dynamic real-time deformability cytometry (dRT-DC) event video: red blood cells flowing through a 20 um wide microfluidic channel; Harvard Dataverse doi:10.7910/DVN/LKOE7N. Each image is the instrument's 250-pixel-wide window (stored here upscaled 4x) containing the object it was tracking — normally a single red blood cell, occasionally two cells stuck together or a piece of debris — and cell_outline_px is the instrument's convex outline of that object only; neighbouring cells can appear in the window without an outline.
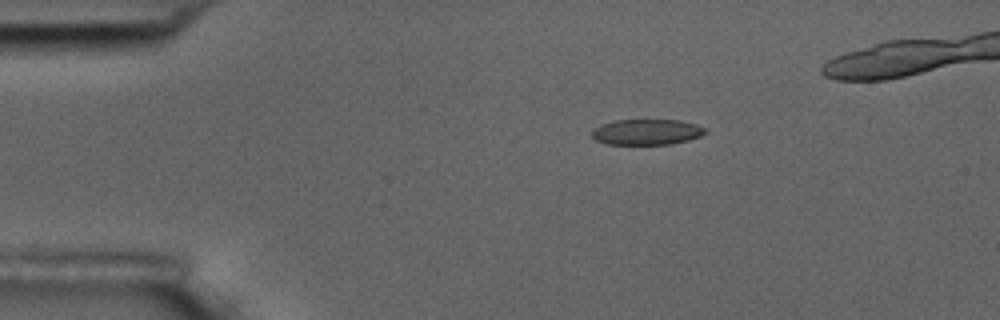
{"species": "common noctule bat (a hibernating species)", "species_latin": "Nyctalus noctula", "temperature_condition": "room temperature", "stored_images_in_passage": 8, "camera_frame_rate_fps": 3000, "um_per_image_px": 0.085, "animal": {"sex": "male", "body_mass_g": 17.5, "forearm_length_mm": 52.3}, "frame": {"image": 1, "passage_image": 3, "time_ms": 3.333, "image_size_px": [1000, 320], "cell_outline_px": [[708, 132], [700, 136], [688, 140], [668, 144], [608, 144], [596, 140], [592, 136], [592, 132], [600, 124], [616, 120], [680, 120], [696, 124], [708, 128]], "centroid_in_image_um": [55.02, 11.21], "position_along_channel_um": 30.0, "area_um2": 16.94}}
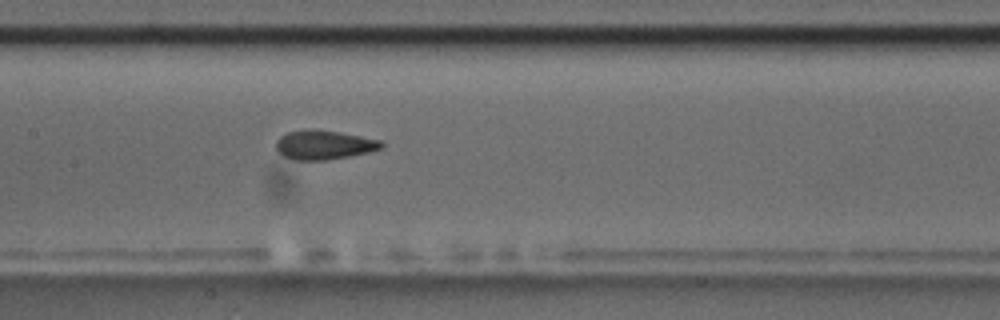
{"frame": {"image": 2, "passage_image": 8, "time_ms": 9.0, "image_size_px": [1000, 320], "cell_outline_px": [[384, 148], [368, 152], [348, 156], [324, 160], [296, 160], [284, 156], [276, 152], [276, 140], [280, 136], [288, 132], [312, 128], [340, 132], [380, 140], [384, 144]], "centroid_in_image_um": [27.51, 12.3], "position_along_channel_um": 179.9, "area_um2": 17.98}}